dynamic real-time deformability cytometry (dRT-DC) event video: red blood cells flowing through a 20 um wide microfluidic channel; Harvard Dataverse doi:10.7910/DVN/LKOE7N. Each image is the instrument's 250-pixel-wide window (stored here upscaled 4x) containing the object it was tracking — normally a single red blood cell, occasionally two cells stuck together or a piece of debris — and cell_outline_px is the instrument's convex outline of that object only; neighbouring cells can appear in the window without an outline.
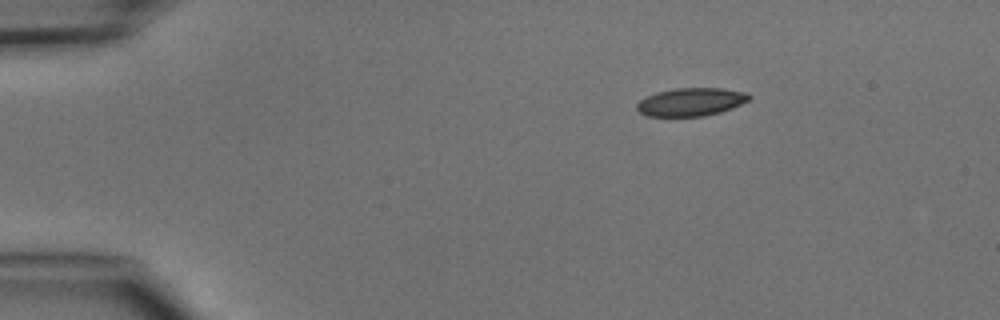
{"species": "common noctule bat (a hibernating species)", "species_latin": "Nyctalus noctula", "temperature_condition": "cold", "stored_images_in_passage": 3, "camera_frame_rate_fps": 3000, "um_per_image_px": 0.085, "animal": {"sex": "male", "body_mass_g": 15.6}, "frame": {"image": 1, "passage_image": 1, "time_ms": 0.0, "image_size_px": [1000, 320], "cell_outline_px": [[752, 96], [748, 100], [732, 108], [720, 112], [704, 116], [648, 116], [640, 112], [636, 108], [636, 104], [640, 100], [656, 92], [676, 88], [720, 88], [748, 92]], "centroid_in_image_um": [58.75, 8.66], "position_along_channel_um": 26.3, "area_um2": 18.32}}
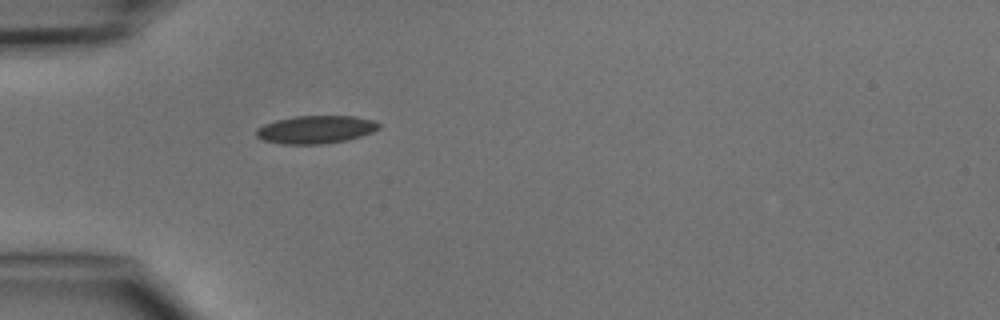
{"frame": {"image": 2, "passage_image": 3, "time_ms": 2.333, "image_size_px": [1000, 320], "cell_outline_px": [[380, 128], [372, 132], [348, 140], [320, 144], [280, 144], [264, 140], [256, 136], [256, 128], [264, 124], [276, 120], [296, 116], [356, 116], [372, 120], [380, 124]], "centroid_in_image_um": [26.83, 11.01], "position_along_channel_um": 58.2, "area_um2": 19.94}}